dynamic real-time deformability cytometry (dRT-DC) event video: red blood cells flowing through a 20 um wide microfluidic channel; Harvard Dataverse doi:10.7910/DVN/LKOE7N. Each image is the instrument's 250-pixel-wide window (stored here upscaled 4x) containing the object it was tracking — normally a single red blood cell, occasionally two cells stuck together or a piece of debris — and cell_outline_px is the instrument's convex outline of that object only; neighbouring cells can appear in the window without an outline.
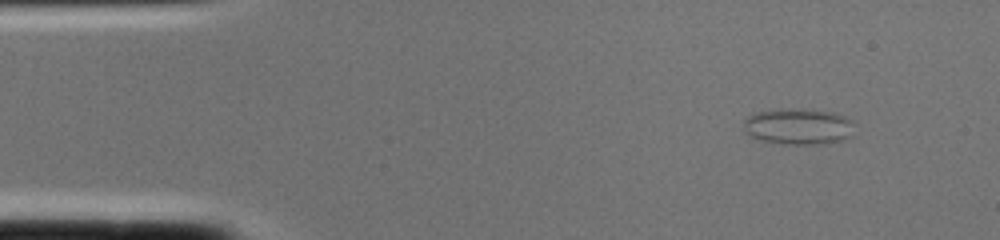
{"species": "common noctule bat (a hibernating species)", "species_latin": "Nyctalus noctula", "temperature_condition": "cold", "stored_images_in_passage": 1, "camera_frame_rate_fps": 3000, "um_per_image_px": 0.085, "animal": {"sex": "female", "body_mass_g": 22.0, "forearm_length_mm": 56.7}, "frame": {"image": 1, "passage_image": 1, "time_ms": 0.0, "image_size_px": [1000, 240], "cell_outline_px": [[856, 136], [844, 140], [816, 144], [780, 144], [760, 140], [748, 136], [744, 132], [744, 120], [748, 116], [756, 112], [780, 108], [800, 108], [836, 112], [852, 120]], "centroid_in_image_um": [67.89, 10.74], "position_along_channel_um": 17.1, "area_um2": 24.1}}